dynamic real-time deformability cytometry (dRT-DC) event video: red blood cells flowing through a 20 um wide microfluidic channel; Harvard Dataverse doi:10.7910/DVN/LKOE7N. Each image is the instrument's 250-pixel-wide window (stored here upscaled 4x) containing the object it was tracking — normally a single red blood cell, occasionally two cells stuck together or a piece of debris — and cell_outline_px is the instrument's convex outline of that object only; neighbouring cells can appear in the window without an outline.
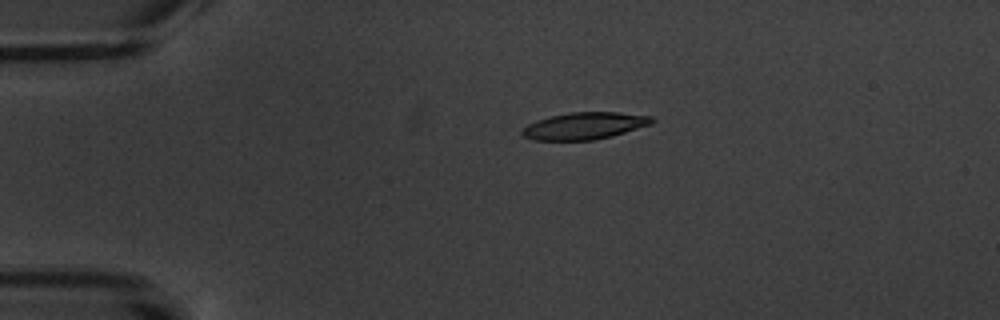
{"species": "common noctule bat (a hibernating species)", "species_latin": "Nyctalus noctula", "temperature_condition": "warm", "stored_images_in_passage": 14, "camera_frame_rate_fps": 3000, "um_per_image_px": 0.085, "animal": {"sex": "male", "body_mass_g": 20.1, "forearm_length_mm": 53.5}, "frame": {"image": 1, "passage_image": 1, "time_ms": 0.0, "image_size_px": [1000, 320], "cell_outline_px": [[656, 120], [652, 124], [612, 136], [596, 140], [536, 140], [524, 136], [520, 132], [528, 124], [536, 120], [568, 112], [620, 112], [652, 116]], "centroid_in_image_um": [49.72, 10.69], "position_along_channel_um": 35.3, "area_um2": 20.46}}
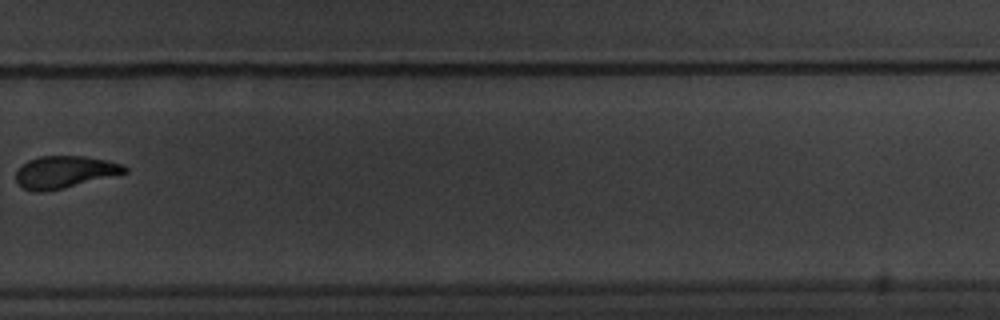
{"frame": {"image": 2, "passage_image": 9, "time_ms": 9.667, "image_size_px": [1000, 320], "cell_outline_px": [[128, 172], [64, 188], [44, 192], [36, 192], [24, 188], [16, 180], [16, 172], [28, 160], [40, 156], [84, 156], [124, 164], [128, 168]], "centroid_in_image_um": [5.51, 14.62], "position_along_channel_um": 324.3, "area_um2": 20.17}}
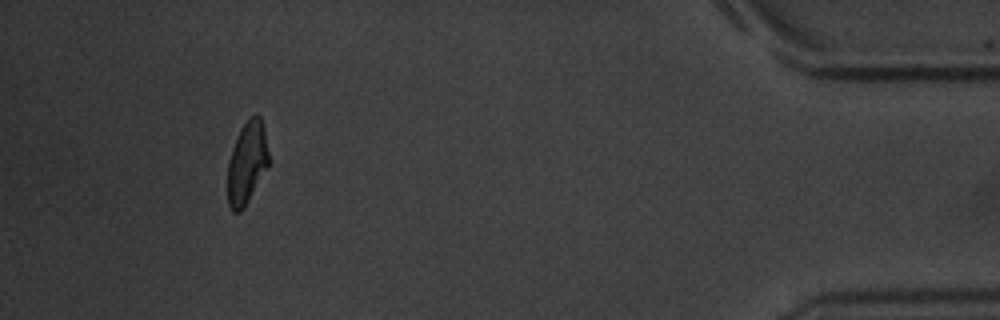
{"frame": {"image": 3, "passage_image": 13, "time_ms": 14.0, "image_size_px": [1000, 320], "cell_outline_px": [[268, 168], [244, 208], [240, 212], [232, 212], [228, 204], [228, 160], [232, 148], [240, 128], [256, 112], [260, 116], [264, 132], [268, 152]], "centroid_in_image_um": [20.98, 13.87], "position_along_channel_um": 414.2, "area_um2": 19.65}, "authors_computed_cell_mechanics": {"area_um2": 21.2126, "velocity_mm_per_s": 3.4321, "shape_relaxation_time_tau1_ms": 3.1786, "shape_relaxation_time_tau2_ms": 2.5567, "deformation_change_tau1": 0.1157, "deformation_change_tau2": 0.0836}}